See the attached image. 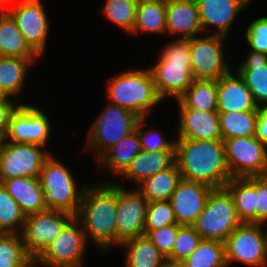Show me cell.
<instances>
[{
    "mask_svg": "<svg viewBox=\"0 0 267 267\" xmlns=\"http://www.w3.org/2000/svg\"><path fill=\"white\" fill-rule=\"evenodd\" d=\"M175 160L183 179L213 189L224 188L232 179L223 141L176 139Z\"/></svg>",
    "mask_w": 267,
    "mask_h": 267,
    "instance_id": "obj_1",
    "label": "cell"
},
{
    "mask_svg": "<svg viewBox=\"0 0 267 267\" xmlns=\"http://www.w3.org/2000/svg\"><path fill=\"white\" fill-rule=\"evenodd\" d=\"M90 187L85 186L75 217L81 222L87 242L91 239L94 247L105 253L117 246V183L107 181Z\"/></svg>",
    "mask_w": 267,
    "mask_h": 267,
    "instance_id": "obj_2",
    "label": "cell"
},
{
    "mask_svg": "<svg viewBox=\"0 0 267 267\" xmlns=\"http://www.w3.org/2000/svg\"><path fill=\"white\" fill-rule=\"evenodd\" d=\"M109 102L129 110L139 118L147 115L163 99L159 96L150 68L131 69L108 79Z\"/></svg>",
    "mask_w": 267,
    "mask_h": 267,
    "instance_id": "obj_3",
    "label": "cell"
},
{
    "mask_svg": "<svg viewBox=\"0 0 267 267\" xmlns=\"http://www.w3.org/2000/svg\"><path fill=\"white\" fill-rule=\"evenodd\" d=\"M157 63L150 66L159 96L176 100L193 83L189 39H176L159 52Z\"/></svg>",
    "mask_w": 267,
    "mask_h": 267,
    "instance_id": "obj_4",
    "label": "cell"
},
{
    "mask_svg": "<svg viewBox=\"0 0 267 267\" xmlns=\"http://www.w3.org/2000/svg\"><path fill=\"white\" fill-rule=\"evenodd\" d=\"M40 182L48 209L78 214L84 187H77L70 169L51 154L44 162ZM78 189V190H77Z\"/></svg>",
    "mask_w": 267,
    "mask_h": 267,
    "instance_id": "obj_5",
    "label": "cell"
},
{
    "mask_svg": "<svg viewBox=\"0 0 267 267\" xmlns=\"http://www.w3.org/2000/svg\"><path fill=\"white\" fill-rule=\"evenodd\" d=\"M241 224L233 197L224 187L211 191L204 210L192 226L202 239L224 242Z\"/></svg>",
    "mask_w": 267,
    "mask_h": 267,
    "instance_id": "obj_6",
    "label": "cell"
},
{
    "mask_svg": "<svg viewBox=\"0 0 267 267\" xmlns=\"http://www.w3.org/2000/svg\"><path fill=\"white\" fill-rule=\"evenodd\" d=\"M139 117L133 112L108 103L91 125L87 144L98 161L110 148L135 130ZM97 151V153H96Z\"/></svg>",
    "mask_w": 267,
    "mask_h": 267,
    "instance_id": "obj_7",
    "label": "cell"
},
{
    "mask_svg": "<svg viewBox=\"0 0 267 267\" xmlns=\"http://www.w3.org/2000/svg\"><path fill=\"white\" fill-rule=\"evenodd\" d=\"M264 224L242 223L224 241L227 267L234 261L249 267L267 266V230Z\"/></svg>",
    "mask_w": 267,
    "mask_h": 267,
    "instance_id": "obj_8",
    "label": "cell"
},
{
    "mask_svg": "<svg viewBox=\"0 0 267 267\" xmlns=\"http://www.w3.org/2000/svg\"><path fill=\"white\" fill-rule=\"evenodd\" d=\"M87 246L81 222L74 217L34 261L46 267H81Z\"/></svg>",
    "mask_w": 267,
    "mask_h": 267,
    "instance_id": "obj_9",
    "label": "cell"
},
{
    "mask_svg": "<svg viewBox=\"0 0 267 267\" xmlns=\"http://www.w3.org/2000/svg\"><path fill=\"white\" fill-rule=\"evenodd\" d=\"M226 38L209 33L189 39L194 81L218 80L232 70L224 57L223 45Z\"/></svg>",
    "mask_w": 267,
    "mask_h": 267,
    "instance_id": "obj_10",
    "label": "cell"
},
{
    "mask_svg": "<svg viewBox=\"0 0 267 267\" xmlns=\"http://www.w3.org/2000/svg\"><path fill=\"white\" fill-rule=\"evenodd\" d=\"M51 154L42 145L3 141L0 150V183L17 177L39 178L43 164Z\"/></svg>",
    "mask_w": 267,
    "mask_h": 267,
    "instance_id": "obj_11",
    "label": "cell"
},
{
    "mask_svg": "<svg viewBox=\"0 0 267 267\" xmlns=\"http://www.w3.org/2000/svg\"><path fill=\"white\" fill-rule=\"evenodd\" d=\"M232 178L260 176L267 169V147L255 136L223 140Z\"/></svg>",
    "mask_w": 267,
    "mask_h": 267,
    "instance_id": "obj_12",
    "label": "cell"
},
{
    "mask_svg": "<svg viewBox=\"0 0 267 267\" xmlns=\"http://www.w3.org/2000/svg\"><path fill=\"white\" fill-rule=\"evenodd\" d=\"M74 217L52 209L26 216L21 235L28 254L35 260Z\"/></svg>",
    "mask_w": 267,
    "mask_h": 267,
    "instance_id": "obj_13",
    "label": "cell"
},
{
    "mask_svg": "<svg viewBox=\"0 0 267 267\" xmlns=\"http://www.w3.org/2000/svg\"><path fill=\"white\" fill-rule=\"evenodd\" d=\"M6 10L15 20L18 29L30 48L41 56L46 48L49 22L41 0H18ZM14 6V7H13Z\"/></svg>",
    "mask_w": 267,
    "mask_h": 267,
    "instance_id": "obj_14",
    "label": "cell"
},
{
    "mask_svg": "<svg viewBox=\"0 0 267 267\" xmlns=\"http://www.w3.org/2000/svg\"><path fill=\"white\" fill-rule=\"evenodd\" d=\"M148 200L136 188H127L117 182V245L144 235Z\"/></svg>",
    "mask_w": 267,
    "mask_h": 267,
    "instance_id": "obj_15",
    "label": "cell"
},
{
    "mask_svg": "<svg viewBox=\"0 0 267 267\" xmlns=\"http://www.w3.org/2000/svg\"><path fill=\"white\" fill-rule=\"evenodd\" d=\"M48 116L38 107L20 104L10 117L4 141L42 145L46 148L51 133Z\"/></svg>",
    "mask_w": 267,
    "mask_h": 267,
    "instance_id": "obj_16",
    "label": "cell"
},
{
    "mask_svg": "<svg viewBox=\"0 0 267 267\" xmlns=\"http://www.w3.org/2000/svg\"><path fill=\"white\" fill-rule=\"evenodd\" d=\"M212 190L206 184L182 178L170 198L177 223L192 226L204 210Z\"/></svg>",
    "mask_w": 267,
    "mask_h": 267,
    "instance_id": "obj_17",
    "label": "cell"
},
{
    "mask_svg": "<svg viewBox=\"0 0 267 267\" xmlns=\"http://www.w3.org/2000/svg\"><path fill=\"white\" fill-rule=\"evenodd\" d=\"M236 73L230 71L217 80V112L259 111L250 89Z\"/></svg>",
    "mask_w": 267,
    "mask_h": 267,
    "instance_id": "obj_18",
    "label": "cell"
},
{
    "mask_svg": "<svg viewBox=\"0 0 267 267\" xmlns=\"http://www.w3.org/2000/svg\"><path fill=\"white\" fill-rule=\"evenodd\" d=\"M177 139L222 141L218 112L178 107Z\"/></svg>",
    "mask_w": 267,
    "mask_h": 267,
    "instance_id": "obj_19",
    "label": "cell"
},
{
    "mask_svg": "<svg viewBox=\"0 0 267 267\" xmlns=\"http://www.w3.org/2000/svg\"><path fill=\"white\" fill-rule=\"evenodd\" d=\"M252 0H196L202 29L213 26L212 34L226 37L238 13Z\"/></svg>",
    "mask_w": 267,
    "mask_h": 267,
    "instance_id": "obj_20",
    "label": "cell"
},
{
    "mask_svg": "<svg viewBox=\"0 0 267 267\" xmlns=\"http://www.w3.org/2000/svg\"><path fill=\"white\" fill-rule=\"evenodd\" d=\"M200 31L203 29L196 1L166 0V32L177 35V39H192Z\"/></svg>",
    "mask_w": 267,
    "mask_h": 267,
    "instance_id": "obj_21",
    "label": "cell"
},
{
    "mask_svg": "<svg viewBox=\"0 0 267 267\" xmlns=\"http://www.w3.org/2000/svg\"><path fill=\"white\" fill-rule=\"evenodd\" d=\"M2 184L11 197L19 204L25 216L48 209L40 178L17 177L5 180Z\"/></svg>",
    "mask_w": 267,
    "mask_h": 267,
    "instance_id": "obj_22",
    "label": "cell"
},
{
    "mask_svg": "<svg viewBox=\"0 0 267 267\" xmlns=\"http://www.w3.org/2000/svg\"><path fill=\"white\" fill-rule=\"evenodd\" d=\"M247 54L235 72L243 78L258 107H267V54L251 50Z\"/></svg>",
    "mask_w": 267,
    "mask_h": 267,
    "instance_id": "obj_23",
    "label": "cell"
},
{
    "mask_svg": "<svg viewBox=\"0 0 267 267\" xmlns=\"http://www.w3.org/2000/svg\"><path fill=\"white\" fill-rule=\"evenodd\" d=\"M175 161V151L141 150L121 176L138 186L150 176L171 167Z\"/></svg>",
    "mask_w": 267,
    "mask_h": 267,
    "instance_id": "obj_24",
    "label": "cell"
},
{
    "mask_svg": "<svg viewBox=\"0 0 267 267\" xmlns=\"http://www.w3.org/2000/svg\"><path fill=\"white\" fill-rule=\"evenodd\" d=\"M6 9L0 10V56L37 59L39 56L27 44Z\"/></svg>",
    "mask_w": 267,
    "mask_h": 267,
    "instance_id": "obj_25",
    "label": "cell"
},
{
    "mask_svg": "<svg viewBox=\"0 0 267 267\" xmlns=\"http://www.w3.org/2000/svg\"><path fill=\"white\" fill-rule=\"evenodd\" d=\"M225 188L233 197L242 223H256V177L232 178Z\"/></svg>",
    "mask_w": 267,
    "mask_h": 267,
    "instance_id": "obj_26",
    "label": "cell"
},
{
    "mask_svg": "<svg viewBox=\"0 0 267 267\" xmlns=\"http://www.w3.org/2000/svg\"><path fill=\"white\" fill-rule=\"evenodd\" d=\"M141 150L139 136L134 130L110 148L97 162L105 165L106 170L109 169L111 173L121 178V175Z\"/></svg>",
    "mask_w": 267,
    "mask_h": 267,
    "instance_id": "obj_27",
    "label": "cell"
},
{
    "mask_svg": "<svg viewBox=\"0 0 267 267\" xmlns=\"http://www.w3.org/2000/svg\"><path fill=\"white\" fill-rule=\"evenodd\" d=\"M127 247L126 267H165L167 258L146 235L137 236L121 243Z\"/></svg>",
    "mask_w": 267,
    "mask_h": 267,
    "instance_id": "obj_28",
    "label": "cell"
},
{
    "mask_svg": "<svg viewBox=\"0 0 267 267\" xmlns=\"http://www.w3.org/2000/svg\"><path fill=\"white\" fill-rule=\"evenodd\" d=\"M33 61L35 59L0 56V92L4 97L20 94Z\"/></svg>",
    "mask_w": 267,
    "mask_h": 267,
    "instance_id": "obj_29",
    "label": "cell"
},
{
    "mask_svg": "<svg viewBox=\"0 0 267 267\" xmlns=\"http://www.w3.org/2000/svg\"><path fill=\"white\" fill-rule=\"evenodd\" d=\"M182 179L176 162L169 168L145 179L136 187L148 202L170 200Z\"/></svg>",
    "mask_w": 267,
    "mask_h": 267,
    "instance_id": "obj_30",
    "label": "cell"
},
{
    "mask_svg": "<svg viewBox=\"0 0 267 267\" xmlns=\"http://www.w3.org/2000/svg\"><path fill=\"white\" fill-rule=\"evenodd\" d=\"M166 32V0H139L132 33Z\"/></svg>",
    "mask_w": 267,
    "mask_h": 267,
    "instance_id": "obj_31",
    "label": "cell"
},
{
    "mask_svg": "<svg viewBox=\"0 0 267 267\" xmlns=\"http://www.w3.org/2000/svg\"><path fill=\"white\" fill-rule=\"evenodd\" d=\"M175 101L178 107L217 112V80L193 81L191 86Z\"/></svg>",
    "mask_w": 267,
    "mask_h": 267,
    "instance_id": "obj_32",
    "label": "cell"
},
{
    "mask_svg": "<svg viewBox=\"0 0 267 267\" xmlns=\"http://www.w3.org/2000/svg\"><path fill=\"white\" fill-rule=\"evenodd\" d=\"M259 111L218 113L222 141L255 136Z\"/></svg>",
    "mask_w": 267,
    "mask_h": 267,
    "instance_id": "obj_33",
    "label": "cell"
},
{
    "mask_svg": "<svg viewBox=\"0 0 267 267\" xmlns=\"http://www.w3.org/2000/svg\"><path fill=\"white\" fill-rule=\"evenodd\" d=\"M33 262L21 234L0 233V267H29Z\"/></svg>",
    "mask_w": 267,
    "mask_h": 267,
    "instance_id": "obj_34",
    "label": "cell"
},
{
    "mask_svg": "<svg viewBox=\"0 0 267 267\" xmlns=\"http://www.w3.org/2000/svg\"><path fill=\"white\" fill-rule=\"evenodd\" d=\"M182 263L186 267H227L224 242L202 239Z\"/></svg>",
    "mask_w": 267,
    "mask_h": 267,
    "instance_id": "obj_35",
    "label": "cell"
},
{
    "mask_svg": "<svg viewBox=\"0 0 267 267\" xmlns=\"http://www.w3.org/2000/svg\"><path fill=\"white\" fill-rule=\"evenodd\" d=\"M25 219L26 216L21 211L19 204L0 183V233L21 234Z\"/></svg>",
    "mask_w": 267,
    "mask_h": 267,
    "instance_id": "obj_36",
    "label": "cell"
},
{
    "mask_svg": "<svg viewBox=\"0 0 267 267\" xmlns=\"http://www.w3.org/2000/svg\"><path fill=\"white\" fill-rule=\"evenodd\" d=\"M139 0H106L103 15L124 31L132 33L135 24L136 7Z\"/></svg>",
    "mask_w": 267,
    "mask_h": 267,
    "instance_id": "obj_37",
    "label": "cell"
},
{
    "mask_svg": "<svg viewBox=\"0 0 267 267\" xmlns=\"http://www.w3.org/2000/svg\"><path fill=\"white\" fill-rule=\"evenodd\" d=\"M201 240L202 238L195 231L193 226L182 225L178 230L172 254L167 260L182 262L196 250Z\"/></svg>",
    "mask_w": 267,
    "mask_h": 267,
    "instance_id": "obj_38",
    "label": "cell"
},
{
    "mask_svg": "<svg viewBox=\"0 0 267 267\" xmlns=\"http://www.w3.org/2000/svg\"><path fill=\"white\" fill-rule=\"evenodd\" d=\"M171 224H177V220L170 200L148 203L145 230H156Z\"/></svg>",
    "mask_w": 267,
    "mask_h": 267,
    "instance_id": "obj_39",
    "label": "cell"
},
{
    "mask_svg": "<svg viewBox=\"0 0 267 267\" xmlns=\"http://www.w3.org/2000/svg\"><path fill=\"white\" fill-rule=\"evenodd\" d=\"M145 118H139L135 130L140 139L141 149L143 151L155 152V151H175L176 138L168 140L162 136V133H158L156 129L142 130L144 126Z\"/></svg>",
    "mask_w": 267,
    "mask_h": 267,
    "instance_id": "obj_40",
    "label": "cell"
},
{
    "mask_svg": "<svg viewBox=\"0 0 267 267\" xmlns=\"http://www.w3.org/2000/svg\"><path fill=\"white\" fill-rule=\"evenodd\" d=\"M181 226L177 223L156 230H145L144 235L168 258L172 254L178 230Z\"/></svg>",
    "mask_w": 267,
    "mask_h": 267,
    "instance_id": "obj_41",
    "label": "cell"
},
{
    "mask_svg": "<svg viewBox=\"0 0 267 267\" xmlns=\"http://www.w3.org/2000/svg\"><path fill=\"white\" fill-rule=\"evenodd\" d=\"M246 40L250 50L267 54V16L253 20L246 28Z\"/></svg>",
    "mask_w": 267,
    "mask_h": 267,
    "instance_id": "obj_42",
    "label": "cell"
},
{
    "mask_svg": "<svg viewBox=\"0 0 267 267\" xmlns=\"http://www.w3.org/2000/svg\"><path fill=\"white\" fill-rule=\"evenodd\" d=\"M267 223V184L256 176V224Z\"/></svg>",
    "mask_w": 267,
    "mask_h": 267,
    "instance_id": "obj_43",
    "label": "cell"
},
{
    "mask_svg": "<svg viewBox=\"0 0 267 267\" xmlns=\"http://www.w3.org/2000/svg\"><path fill=\"white\" fill-rule=\"evenodd\" d=\"M11 97H4L0 100V134L5 137L10 122V117L16 108L21 104L15 105Z\"/></svg>",
    "mask_w": 267,
    "mask_h": 267,
    "instance_id": "obj_44",
    "label": "cell"
},
{
    "mask_svg": "<svg viewBox=\"0 0 267 267\" xmlns=\"http://www.w3.org/2000/svg\"><path fill=\"white\" fill-rule=\"evenodd\" d=\"M255 137L267 147V107L259 108Z\"/></svg>",
    "mask_w": 267,
    "mask_h": 267,
    "instance_id": "obj_45",
    "label": "cell"
},
{
    "mask_svg": "<svg viewBox=\"0 0 267 267\" xmlns=\"http://www.w3.org/2000/svg\"><path fill=\"white\" fill-rule=\"evenodd\" d=\"M18 0H0V10H3L5 6L9 7L13 3H17Z\"/></svg>",
    "mask_w": 267,
    "mask_h": 267,
    "instance_id": "obj_46",
    "label": "cell"
},
{
    "mask_svg": "<svg viewBox=\"0 0 267 267\" xmlns=\"http://www.w3.org/2000/svg\"><path fill=\"white\" fill-rule=\"evenodd\" d=\"M165 267H186L182 262H172L167 260Z\"/></svg>",
    "mask_w": 267,
    "mask_h": 267,
    "instance_id": "obj_47",
    "label": "cell"
},
{
    "mask_svg": "<svg viewBox=\"0 0 267 267\" xmlns=\"http://www.w3.org/2000/svg\"><path fill=\"white\" fill-rule=\"evenodd\" d=\"M259 177L267 184V169Z\"/></svg>",
    "mask_w": 267,
    "mask_h": 267,
    "instance_id": "obj_48",
    "label": "cell"
},
{
    "mask_svg": "<svg viewBox=\"0 0 267 267\" xmlns=\"http://www.w3.org/2000/svg\"><path fill=\"white\" fill-rule=\"evenodd\" d=\"M4 141V137L0 134V150Z\"/></svg>",
    "mask_w": 267,
    "mask_h": 267,
    "instance_id": "obj_49",
    "label": "cell"
},
{
    "mask_svg": "<svg viewBox=\"0 0 267 267\" xmlns=\"http://www.w3.org/2000/svg\"><path fill=\"white\" fill-rule=\"evenodd\" d=\"M38 266L37 263L34 261L29 267H36Z\"/></svg>",
    "mask_w": 267,
    "mask_h": 267,
    "instance_id": "obj_50",
    "label": "cell"
},
{
    "mask_svg": "<svg viewBox=\"0 0 267 267\" xmlns=\"http://www.w3.org/2000/svg\"><path fill=\"white\" fill-rule=\"evenodd\" d=\"M2 98H4V96L1 94V92H0V100L2 99Z\"/></svg>",
    "mask_w": 267,
    "mask_h": 267,
    "instance_id": "obj_51",
    "label": "cell"
}]
</instances>
